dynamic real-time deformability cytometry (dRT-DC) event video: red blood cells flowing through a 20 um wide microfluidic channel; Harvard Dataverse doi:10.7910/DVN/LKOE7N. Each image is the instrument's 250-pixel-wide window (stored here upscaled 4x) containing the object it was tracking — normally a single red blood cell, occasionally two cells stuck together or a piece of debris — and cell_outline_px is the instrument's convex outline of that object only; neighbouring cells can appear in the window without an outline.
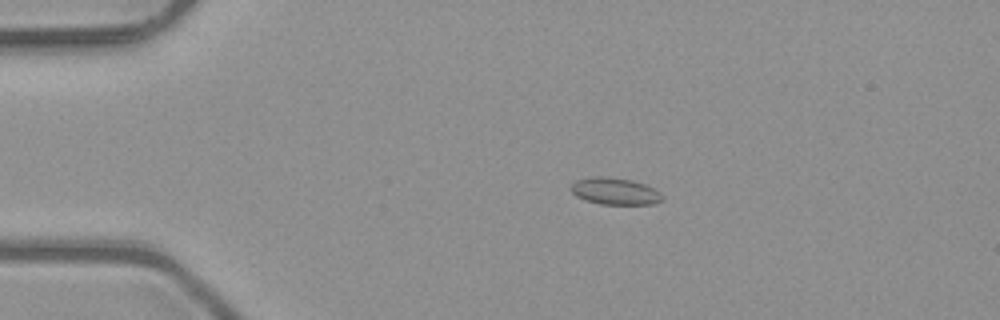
{"species": "common noctule bat (a hibernating species)", "species_latin": "Nyctalus noctula", "temperature_condition": "room temperature", "stored_images_in_passage": 4, "camera_frame_rate_fps": 3000, "um_per_image_px": 0.085, "animal": {"sex": "male", "body_mass_g": 23.1, "forearm_length_mm": 52.7}, "frame": {"image": 1, "passage_image": 2, "time_ms": 0.333, "image_size_px": [1000, 320], "cell_outline_px": [[664, 200], [656, 204], [600, 204], [576, 196], [568, 188], [576, 180], [596, 176], [604, 176], [632, 180], [644, 184], [660, 192], [664, 196]], "centroid_in_image_um": [52.29, 16.25], "position_along_channel_um": 32.7, "area_um2": 14.33}}
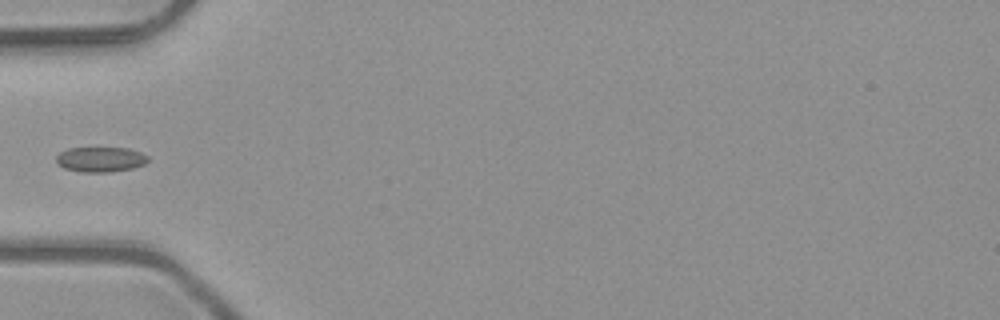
{"frame": {"image": 2, "passage_image": 4, "time_ms": 1.0, "image_size_px": [1000, 320], "cell_outline_px": [[148, 160], [144, 164], [132, 168], [108, 172], [80, 172], [64, 168], [56, 164], [56, 156], [60, 152], [68, 148], [128, 148], [140, 152], [148, 156]], "centroid_in_image_um": [8.51, 13.55], "position_along_channel_um": 76.5, "area_um2": 13.41}}